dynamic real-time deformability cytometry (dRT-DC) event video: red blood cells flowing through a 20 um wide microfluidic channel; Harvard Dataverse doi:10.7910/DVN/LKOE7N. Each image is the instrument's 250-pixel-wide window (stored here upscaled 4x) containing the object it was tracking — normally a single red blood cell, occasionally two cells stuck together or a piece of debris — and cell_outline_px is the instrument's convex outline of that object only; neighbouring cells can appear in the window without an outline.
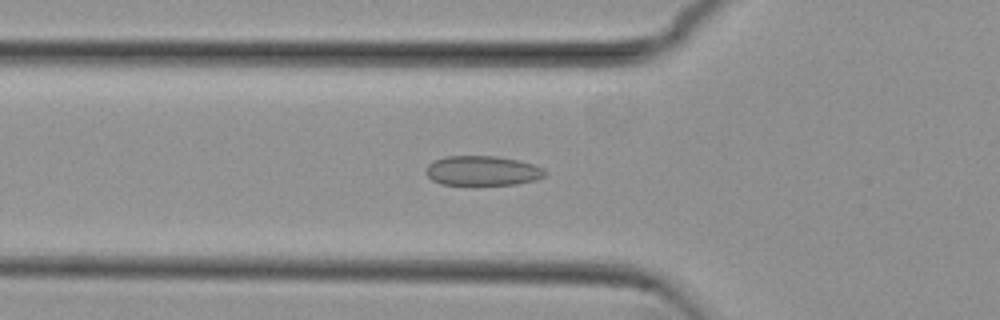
{"species": "common noctule bat (a hibernating species)", "species_latin": "Nyctalus noctula", "temperature_condition": "cold", "stored_images_in_passage": 54, "camera_frame_rate_fps": 3000, "um_per_image_px": 0.085, "animal": {"sex": "female", "body_mass_g": 29.2, "forearm_length_mm": 56.3}, "frame": {"image": 1, "passage_image": 19, "time_ms": 6.0, "image_size_px": [1000, 320], "cell_outline_px": [[548, 172], [544, 176], [532, 180], [516, 184], [472, 188], [440, 184], [432, 180], [428, 176], [428, 164], [444, 156], [496, 156], [516, 160], [532, 164], [544, 168]], "centroid_in_image_um": [40.99, 14.57], "position_along_channel_um": 84.8, "area_um2": 21.33}}
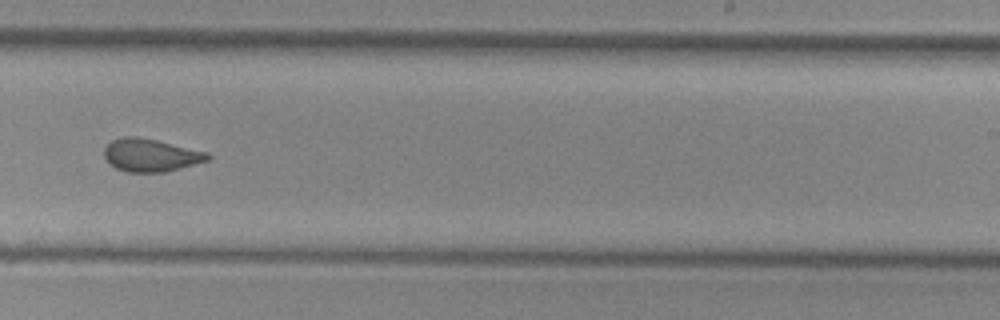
{"frame": {"image": 2, "passage_image": 34, "time_ms": 11.0, "image_size_px": [1000, 320], "cell_outline_px": [[212, 156], [208, 160], [164, 172], [128, 172], [116, 168], [104, 156], [104, 148], [112, 140], [124, 136], [136, 136], [156, 140], [208, 152]], "centroid_in_image_um": [12.81, 13.18], "position_along_channel_um": 276.2, "area_um2": 19.54}}
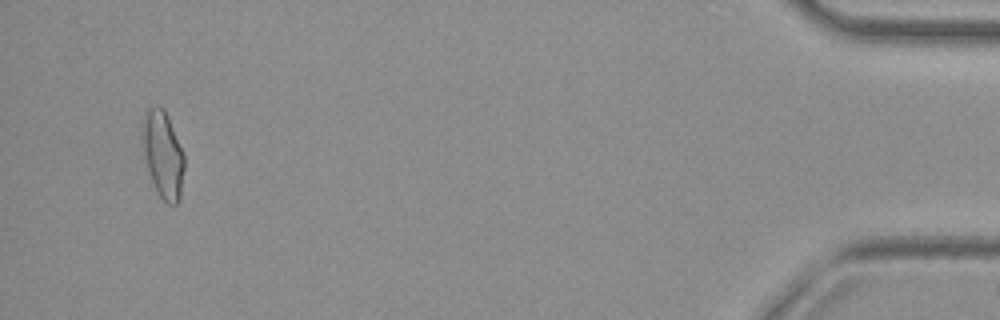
{"frame": {"image": 3, "passage_image": 52, "time_ms": 17.0, "image_size_px": [1000, 320], "cell_outline_px": [[184, 168], [180, 200], [176, 204], [168, 204], [156, 192], [140, 152], [140, 120], [144, 112], [148, 108], [164, 108], [168, 116], [184, 156]], "centroid_in_image_um": [13.77, 13.12], "position_along_channel_um": 421.4, "area_um2": 22.02}, "authors_computed_cell_mechanics": {"area_um2": 20.1722, "velocity_mm_per_s": 3.8132, "shape_relaxation_time_tau1_ms": null, "shape_relaxation_time_tau2_ms": 1.6501, "deformation_change_tau1": null, "deformation_change_tau2": 0.0801}}